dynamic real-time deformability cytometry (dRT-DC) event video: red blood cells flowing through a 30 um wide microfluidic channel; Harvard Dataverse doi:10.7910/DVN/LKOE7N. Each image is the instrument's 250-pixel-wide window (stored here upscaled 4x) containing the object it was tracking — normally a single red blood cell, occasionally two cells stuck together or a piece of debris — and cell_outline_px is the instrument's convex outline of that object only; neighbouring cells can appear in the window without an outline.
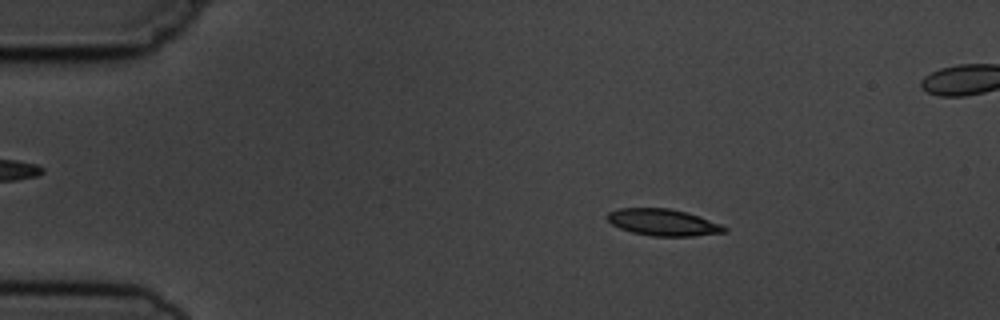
{"species": "common noctule bat (a hibernating species)", "species_latin": "Nyctalus noctula", "temperature_condition": "cold", "stored_images_in_passage": 5, "camera_frame_rate_fps": 3000, "um_per_image_px": 0.085, "animal": {"sex": "male", "body_mass_g": 19.5, "forearm_length_mm": 54.6}, "frame": {"image": 1, "passage_image": 2, "time_ms": 1.333, "image_size_px": [1000, 320], "cell_outline_px": [[728, 232], [692, 236], [652, 236], [632, 232], [620, 228], [612, 224], [604, 216], [608, 212], [620, 208], [668, 208], [688, 212], [720, 224], [728, 228]], "centroid_in_image_um": [56.36, 18.9], "position_along_channel_um": 28.6, "area_um2": 18.26}}